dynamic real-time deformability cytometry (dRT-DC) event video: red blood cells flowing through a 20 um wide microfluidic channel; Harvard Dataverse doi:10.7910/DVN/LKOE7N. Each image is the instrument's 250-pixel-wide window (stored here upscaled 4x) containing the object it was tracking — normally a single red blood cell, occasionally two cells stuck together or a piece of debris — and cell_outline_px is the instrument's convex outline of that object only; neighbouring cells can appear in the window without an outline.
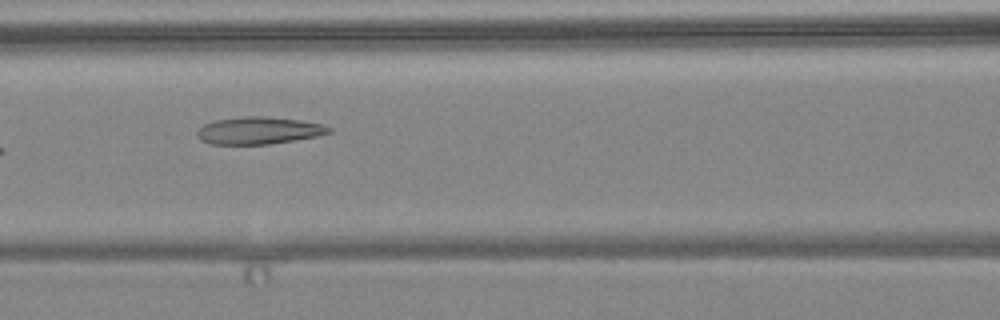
{"species": "common noctule bat (a hibernating species)", "species_latin": "Nyctalus noctula", "temperature_condition": "warm", "stored_images_in_passage": 9, "camera_frame_rate_fps": 3000, "um_per_image_px": 0.085, "animal": {"sex": "female", "body_mass_g": 24.6, "forearm_length_mm": 56.2}, "frame": {"image": 1, "passage_image": 6, "time_ms": 7.0, "image_size_px": [1000, 320], "cell_outline_px": [[332, 132], [316, 136], [296, 140], [268, 144], [208, 144], [200, 140], [196, 136], [196, 132], [204, 124], [216, 120], [244, 116], [264, 116], [300, 120], [324, 124], [332, 128]], "centroid_in_image_um": [22.0, 11.09], "position_along_channel_um": 144.6, "area_um2": 21.04}}
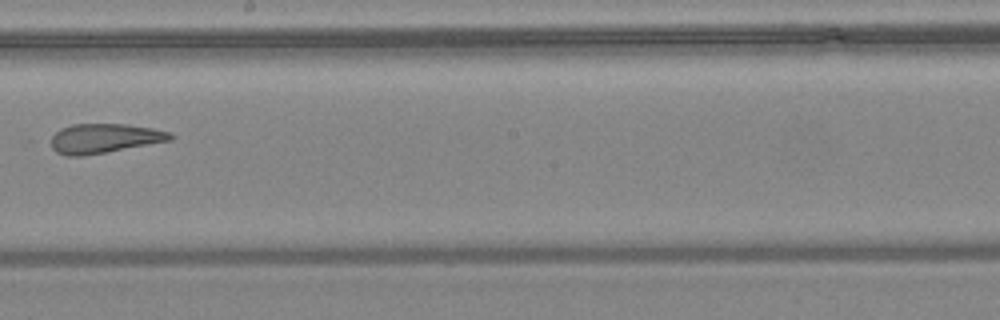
{"frame": {"image": 2, "passage_image": 8, "time_ms": 9.333, "image_size_px": [1000, 320], "cell_outline_px": [[176, 136], [172, 140], [84, 156], [68, 156], [56, 152], [44, 140], [60, 128], [72, 124], [128, 124], [152, 128], [172, 132]], "centroid_in_image_um": [8.8, 11.76], "position_along_channel_um": 239.4, "area_um2": 21.04}}
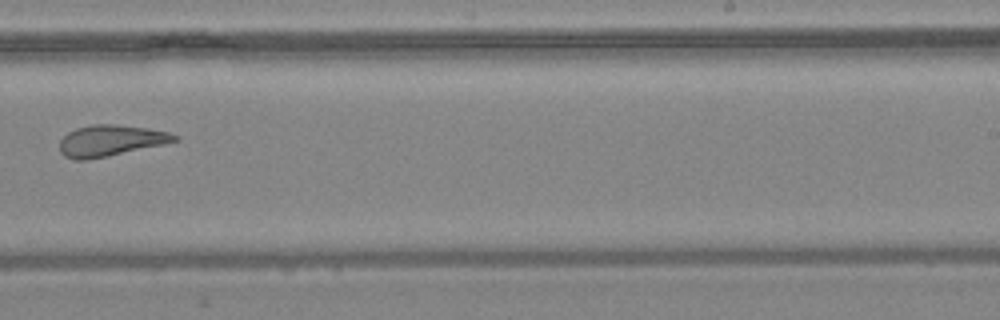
{"frame": {"image": 3, "passage_image": 9, "time_ms": 10.333, "image_size_px": [1000, 320], "cell_outline_px": [[180, 140], [164, 144], [108, 156], [88, 160], [72, 160], [64, 156], [60, 152], [60, 140], [68, 132], [76, 128], [92, 124], [116, 124], [148, 128], [168, 132], [180, 136]], "centroid_in_image_um": [9.4, 11.95], "position_along_channel_um": 279.6, "area_um2": 21.04}}